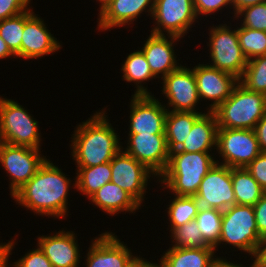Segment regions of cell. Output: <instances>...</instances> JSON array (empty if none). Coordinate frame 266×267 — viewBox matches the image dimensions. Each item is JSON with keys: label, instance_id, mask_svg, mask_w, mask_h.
<instances>
[{"label": "cell", "instance_id": "obj_49", "mask_svg": "<svg viewBox=\"0 0 266 267\" xmlns=\"http://www.w3.org/2000/svg\"><path fill=\"white\" fill-rule=\"evenodd\" d=\"M255 267H266V262H251Z\"/></svg>", "mask_w": 266, "mask_h": 267}, {"label": "cell", "instance_id": "obj_12", "mask_svg": "<svg viewBox=\"0 0 266 267\" xmlns=\"http://www.w3.org/2000/svg\"><path fill=\"white\" fill-rule=\"evenodd\" d=\"M111 182L130 194L140 205L145 201L147 184L156 175L122 148L110 162Z\"/></svg>", "mask_w": 266, "mask_h": 267}, {"label": "cell", "instance_id": "obj_21", "mask_svg": "<svg viewBox=\"0 0 266 267\" xmlns=\"http://www.w3.org/2000/svg\"><path fill=\"white\" fill-rule=\"evenodd\" d=\"M180 37L173 35H156L150 33L142 48L152 73L159 79L178 69L181 64L177 62L174 46ZM161 76V77H160Z\"/></svg>", "mask_w": 266, "mask_h": 267}, {"label": "cell", "instance_id": "obj_30", "mask_svg": "<svg viewBox=\"0 0 266 267\" xmlns=\"http://www.w3.org/2000/svg\"><path fill=\"white\" fill-rule=\"evenodd\" d=\"M239 82L249 91L266 95V54L248 60Z\"/></svg>", "mask_w": 266, "mask_h": 267}, {"label": "cell", "instance_id": "obj_34", "mask_svg": "<svg viewBox=\"0 0 266 267\" xmlns=\"http://www.w3.org/2000/svg\"><path fill=\"white\" fill-rule=\"evenodd\" d=\"M24 29V12L0 21V36L16 58H21V41Z\"/></svg>", "mask_w": 266, "mask_h": 267}, {"label": "cell", "instance_id": "obj_22", "mask_svg": "<svg viewBox=\"0 0 266 267\" xmlns=\"http://www.w3.org/2000/svg\"><path fill=\"white\" fill-rule=\"evenodd\" d=\"M214 247L176 248L169 247L163 252L159 267H215L227 258L218 257ZM217 256V257H216Z\"/></svg>", "mask_w": 266, "mask_h": 267}, {"label": "cell", "instance_id": "obj_19", "mask_svg": "<svg viewBox=\"0 0 266 267\" xmlns=\"http://www.w3.org/2000/svg\"><path fill=\"white\" fill-rule=\"evenodd\" d=\"M37 244L53 267H79L80 246L74 231L60 230L50 235L37 236Z\"/></svg>", "mask_w": 266, "mask_h": 267}, {"label": "cell", "instance_id": "obj_44", "mask_svg": "<svg viewBox=\"0 0 266 267\" xmlns=\"http://www.w3.org/2000/svg\"><path fill=\"white\" fill-rule=\"evenodd\" d=\"M252 260L251 262H266V235L261 237L257 253Z\"/></svg>", "mask_w": 266, "mask_h": 267}, {"label": "cell", "instance_id": "obj_23", "mask_svg": "<svg viewBox=\"0 0 266 267\" xmlns=\"http://www.w3.org/2000/svg\"><path fill=\"white\" fill-rule=\"evenodd\" d=\"M90 201L94 206L99 207L101 211L107 215L109 214V216L121 214L122 212L132 214L142 209L141 205L130 194L112 182L106 183L96 191L89 198Z\"/></svg>", "mask_w": 266, "mask_h": 267}, {"label": "cell", "instance_id": "obj_7", "mask_svg": "<svg viewBox=\"0 0 266 267\" xmlns=\"http://www.w3.org/2000/svg\"><path fill=\"white\" fill-rule=\"evenodd\" d=\"M233 25L224 24L214 25L208 28V51L211 58L208 65L225 71L240 79L243 76L248 60L244 56ZM234 28V29H233Z\"/></svg>", "mask_w": 266, "mask_h": 267}, {"label": "cell", "instance_id": "obj_35", "mask_svg": "<svg viewBox=\"0 0 266 267\" xmlns=\"http://www.w3.org/2000/svg\"><path fill=\"white\" fill-rule=\"evenodd\" d=\"M232 17L234 22L240 18V26L266 32V2L246 7Z\"/></svg>", "mask_w": 266, "mask_h": 267}, {"label": "cell", "instance_id": "obj_46", "mask_svg": "<svg viewBox=\"0 0 266 267\" xmlns=\"http://www.w3.org/2000/svg\"><path fill=\"white\" fill-rule=\"evenodd\" d=\"M13 57L16 59V56L11 52L6 42L0 36V59L3 60Z\"/></svg>", "mask_w": 266, "mask_h": 267}, {"label": "cell", "instance_id": "obj_13", "mask_svg": "<svg viewBox=\"0 0 266 267\" xmlns=\"http://www.w3.org/2000/svg\"><path fill=\"white\" fill-rule=\"evenodd\" d=\"M194 197L203 208L224 211L228 207L236 205L231 168L216 163L203 178Z\"/></svg>", "mask_w": 266, "mask_h": 267}, {"label": "cell", "instance_id": "obj_28", "mask_svg": "<svg viewBox=\"0 0 266 267\" xmlns=\"http://www.w3.org/2000/svg\"><path fill=\"white\" fill-rule=\"evenodd\" d=\"M236 205L254 206L266 193L246 168H231Z\"/></svg>", "mask_w": 266, "mask_h": 267}, {"label": "cell", "instance_id": "obj_24", "mask_svg": "<svg viewBox=\"0 0 266 267\" xmlns=\"http://www.w3.org/2000/svg\"><path fill=\"white\" fill-rule=\"evenodd\" d=\"M217 118L214 112L207 111L193 124L184 143L178 149L183 152H211L216 150Z\"/></svg>", "mask_w": 266, "mask_h": 267}, {"label": "cell", "instance_id": "obj_47", "mask_svg": "<svg viewBox=\"0 0 266 267\" xmlns=\"http://www.w3.org/2000/svg\"><path fill=\"white\" fill-rule=\"evenodd\" d=\"M215 267H237V263L230 262L228 260H222L218 265Z\"/></svg>", "mask_w": 266, "mask_h": 267}, {"label": "cell", "instance_id": "obj_3", "mask_svg": "<svg viewBox=\"0 0 266 267\" xmlns=\"http://www.w3.org/2000/svg\"><path fill=\"white\" fill-rule=\"evenodd\" d=\"M215 156L210 152H170L166 169L156 182L172 195L195 196L203 178L216 164Z\"/></svg>", "mask_w": 266, "mask_h": 267}, {"label": "cell", "instance_id": "obj_15", "mask_svg": "<svg viewBox=\"0 0 266 267\" xmlns=\"http://www.w3.org/2000/svg\"><path fill=\"white\" fill-rule=\"evenodd\" d=\"M127 134H165L167 108L153 95H131Z\"/></svg>", "mask_w": 266, "mask_h": 267}, {"label": "cell", "instance_id": "obj_9", "mask_svg": "<svg viewBox=\"0 0 266 267\" xmlns=\"http://www.w3.org/2000/svg\"><path fill=\"white\" fill-rule=\"evenodd\" d=\"M41 149L27 146H14L0 142V164L9 177V189L12 196L25 185L47 160L40 154Z\"/></svg>", "mask_w": 266, "mask_h": 267}, {"label": "cell", "instance_id": "obj_42", "mask_svg": "<svg viewBox=\"0 0 266 267\" xmlns=\"http://www.w3.org/2000/svg\"><path fill=\"white\" fill-rule=\"evenodd\" d=\"M254 131L261 151L266 152V112L264 116L257 122Z\"/></svg>", "mask_w": 266, "mask_h": 267}, {"label": "cell", "instance_id": "obj_16", "mask_svg": "<svg viewBox=\"0 0 266 267\" xmlns=\"http://www.w3.org/2000/svg\"><path fill=\"white\" fill-rule=\"evenodd\" d=\"M33 9L24 12V29L21 41V60L39 59L54 54L62 44L51 34L45 21Z\"/></svg>", "mask_w": 266, "mask_h": 267}, {"label": "cell", "instance_id": "obj_6", "mask_svg": "<svg viewBox=\"0 0 266 267\" xmlns=\"http://www.w3.org/2000/svg\"><path fill=\"white\" fill-rule=\"evenodd\" d=\"M0 95V142L41 148V131L39 121L15 100Z\"/></svg>", "mask_w": 266, "mask_h": 267}, {"label": "cell", "instance_id": "obj_8", "mask_svg": "<svg viewBox=\"0 0 266 267\" xmlns=\"http://www.w3.org/2000/svg\"><path fill=\"white\" fill-rule=\"evenodd\" d=\"M216 163L230 168H245L262 151L252 129H217Z\"/></svg>", "mask_w": 266, "mask_h": 267}, {"label": "cell", "instance_id": "obj_50", "mask_svg": "<svg viewBox=\"0 0 266 267\" xmlns=\"http://www.w3.org/2000/svg\"><path fill=\"white\" fill-rule=\"evenodd\" d=\"M250 264H251V265L248 266V267H255L252 263H250ZM237 267H246V265L243 266V264H240V263L238 264V263H237Z\"/></svg>", "mask_w": 266, "mask_h": 267}, {"label": "cell", "instance_id": "obj_39", "mask_svg": "<svg viewBox=\"0 0 266 267\" xmlns=\"http://www.w3.org/2000/svg\"><path fill=\"white\" fill-rule=\"evenodd\" d=\"M245 168L266 192V152H261Z\"/></svg>", "mask_w": 266, "mask_h": 267}, {"label": "cell", "instance_id": "obj_38", "mask_svg": "<svg viewBox=\"0 0 266 267\" xmlns=\"http://www.w3.org/2000/svg\"><path fill=\"white\" fill-rule=\"evenodd\" d=\"M30 3L31 0H0V21L29 10Z\"/></svg>", "mask_w": 266, "mask_h": 267}, {"label": "cell", "instance_id": "obj_33", "mask_svg": "<svg viewBox=\"0 0 266 267\" xmlns=\"http://www.w3.org/2000/svg\"><path fill=\"white\" fill-rule=\"evenodd\" d=\"M171 247L176 248H207L210 246L202 237L195 220L188 222L170 233Z\"/></svg>", "mask_w": 266, "mask_h": 267}, {"label": "cell", "instance_id": "obj_25", "mask_svg": "<svg viewBox=\"0 0 266 267\" xmlns=\"http://www.w3.org/2000/svg\"><path fill=\"white\" fill-rule=\"evenodd\" d=\"M122 63V80L134 83L136 90L133 95H152L144 83L150 82L149 80L156 79L157 77L152 73L143 51L139 48V50L131 52Z\"/></svg>", "mask_w": 266, "mask_h": 267}, {"label": "cell", "instance_id": "obj_41", "mask_svg": "<svg viewBox=\"0 0 266 267\" xmlns=\"http://www.w3.org/2000/svg\"><path fill=\"white\" fill-rule=\"evenodd\" d=\"M15 238L11 239L7 243H0V267H10L9 257L12 255L11 251L14 249L16 242ZM9 262V263H8ZM10 264V265H9Z\"/></svg>", "mask_w": 266, "mask_h": 267}, {"label": "cell", "instance_id": "obj_1", "mask_svg": "<svg viewBox=\"0 0 266 267\" xmlns=\"http://www.w3.org/2000/svg\"><path fill=\"white\" fill-rule=\"evenodd\" d=\"M54 164L47 159L36 174L10 197L33 214L65 220L69 213V189L71 186L75 189V178L72 181Z\"/></svg>", "mask_w": 266, "mask_h": 267}, {"label": "cell", "instance_id": "obj_2", "mask_svg": "<svg viewBox=\"0 0 266 267\" xmlns=\"http://www.w3.org/2000/svg\"><path fill=\"white\" fill-rule=\"evenodd\" d=\"M105 113L106 107L95 111L90 118L78 124L71 135L70 155L76 167H91L111 162L122 148L120 136Z\"/></svg>", "mask_w": 266, "mask_h": 267}, {"label": "cell", "instance_id": "obj_4", "mask_svg": "<svg viewBox=\"0 0 266 267\" xmlns=\"http://www.w3.org/2000/svg\"><path fill=\"white\" fill-rule=\"evenodd\" d=\"M218 128L252 129L266 112V95L249 91L240 82L214 111Z\"/></svg>", "mask_w": 266, "mask_h": 267}, {"label": "cell", "instance_id": "obj_36", "mask_svg": "<svg viewBox=\"0 0 266 267\" xmlns=\"http://www.w3.org/2000/svg\"><path fill=\"white\" fill-rule=\"evenodd\" d=\"M11 267H53V265L37 246L33 250L27 251L16 262L14 261Z\"/></svg>", "mask_w": 266, "mask_h": 267}, {"label": "cell", "instance_id": "obj_48", "mask_svg": "<svg viewBox=\"0 0 266 267\" xmlns=\"http://www.w3.org/2000/svg\"><path fill=\"white\" fill-rule=\"evenodd\" d=\"M99 2L98 4H99V9H98V11L100 12L102 9H103V7L110 1V0H96V2Z\"/></svg>", "mask_w": 266, "mask_h": 267}, {"label": "cell", "instance_id": "obj_27", "mask_svg": "<svg viewBox=\"0 0 266 267\" xmlns=\"http://www.w3.org/2000/svg\"><path fill=\"white\" fill-rule=\"evenodd\" d=\"M75 189L86 198H90L103 185L111 182L112 172L110 162L91 167H77Z\"/></svg>", "mask_w": 266, "mask_h": 267}, {"label": "cell", "instance_id": "obj_45", "mask_svg": "<svg viewBox=\"0 0 266 267\" xmlns=\"http://www.w3.org/2000/svg\"><path fill=\"white\" fill-rule=\"evenodd\" d=\"M128 267H159L158 263H151L150 261H147L145 258H142L137 256L129 265Z\"/></svg>", "mask_w": 266, "mask_h": 267}, {"label": "cell", "instance_id": "obj_32", "mask_svg": "<svg viewBox=\"0 0 266 267\" xmlns=\"http://www.w3.org/2000/svg\"><path fill=\"white\" fill-rule=\"evenodd\" d=\"M237 26L238 41L247 60L266 54V32Z\"/></svg>", "mask_w": 266, "mask_h": 267}, {"label": "cell", "instance_id": "obj_18", "mask_svg": "<svg viewBox=\"0 0 266 267\" xmlns=\"http://www.w3.org/2000/svg\"><path fill=\"white\" fill-rule=\"evenodd\" d=\"M200 101L209 100L206 111L213 112L230 95L239 82L234 75L218 70L208 64H197L193 68Z\"/></svg>", "mask_w": 266, "mask_h": 267}, {"label": "cell", "instance_id": "obj_37", "mask_svg": "<svg viewBox=\"0 0 266 267\" xmlns=\"http://www.w3.org/2000/svg\"><path fill=\"white\" fill-rule=\"evenodd\" d=\"M194 10L197 18L202 15L204 18L210 15H215L217 12L225 8H232L230 0H193ZM200 16V17H199Z\"/></svg>", "mask_w": 266, "mask_h": 267}, {"label": "cell", "instance_id": "obj_14", "mask_svg": "<svg viewBox=\"0 0 266 267\" xmlns=\"http://www.w3.org/2000/svg\"><path fill=\"white\" fill-rule=\"evenodd\" d=\"M127 139V147L122 146V149L158 179L166 169L170 155L165 134H128Z\"/></svg>", "mask_w": 266, "mask_h": 267}, {"label": "cell", "instance_id": "obj_40", "mask_svg": "<svg viewBox=\"0 0 266 267\" xmlns=\"http://www.w3.org/2000/svg\"><path fill=\"white\" fill-rule=\"evenodd\" d=\"M258 234L261 237L266 235V193L253 206Z\"/></svg>", "mask_w": 266, "mask_h": 267}, {"label": "cell", "instance_id": "obj_5", "mask_svg": "<svg viewBox=\"0 0 266 267\" xmlns=\"http://www.w3.org/2000/svg\"><path fill=\"white\" fill-rule=\"evenodd\" d=\"M260 236L256 225L254 208L250 205H233L222 211V223L220 238L214 246L215 251L219 246L228 244L241 251L248 253L254 258L260 245Z\"/></svg>", "mask_w": 266, "mask_h": 267}, {"label": "cell", "instance_id": "obj_29", "mask_svg": "<svg viewBox=\"0 0 266 267\" xmlns=\"http://www.w3.org/2000/svg\"><path fill=\"white\" fill-rule=\"evenodd\" d=\"M166 205L167 217L170 224V233L188 222L195 220L199 209V202L194 196H179L174 195ZM168 209V210H167Z\"/></svg>", "mask_w": 266, "mask_h": 267}, {"label": "cell", "instance_id": "obj_31", "mask_svg": "<svg viewBox=\"0 0 266 267\" xmlns=\"http://www.w3.org/2000/svg\"><path fill=\"white\" fill-rule=\"evenodd\" d=\"M195 221L204 240L214 247L220 238L222 211L201 207Z\"/></svg>", "mask_w": 266, "mask_h": 267}, {"label": "cell", "instance_id": "obj_11", "mask_svg": "<svg viewBox=\"0 0 266 267\" xmlns=\"http://www.w3.org/2000/svg\"><path fill=\"white\" fill-rule=\"evenodd\" d=\"M160 80H162L161 93L168 99L166 104L163 103L167 110L206 113V111L199 112V108L196 109L201 101L198 96L194 71L191 67L187 68L186 65H181Z\"/></svg>", "mask_w": 266, "mask_h": 267}, {"label": "cell", "instance_id": "obj_43", "mask_svg": "<svg viewBox=\"0 0 266 267\" xmlns=\"http://www.w3.org/2000/svg\"><path fill=\"white\" fill-rule=\"evenodd\" d=\"M234 16L246 7L265 3L266 0H230Z\"/></svg>", "mask_w": 266, "mask_h": 267}, {"label": "cell", "instance_id": "obj_17", "mask_svg": "<svg viewBox=\"0 0 266 267\" xmlns=\"http://www.w3.org/2000/svg\"><path fill=\"white\" fill-rule=\"evenodd\" d=\"M83 265L86 267H128L138 256L115 233L105 231L93 238Z\"/></svg>", "mask_w": 266, "mask_h": 267}, {"label": "cell", "instance_id": "obj_10", "mask_svg": "<svg viewBox=\"0 0 266 267\" xmlns=\"http://www.w3.org/2000/svg\"><path fill=\"white\" fill-rule=\"evenodd\" d=\"M151 33L184 38L197 21L193 0H155ZM193 24V25H192Z\"/></svg>", "mask_w": 266, "mask_h": 267}, {"label": "cell", "instance_id": "obj_20", "mask_svg": "<svg viewBox=\"0 0 266 267\" xmlns=\"http://www.w3.org/2000/svg\"><path fill=\"white\" fill-rule=\"evenodd\" d=\"M154 4L155 0H110L98 13L97 29L102 32L115 27H129L144 12L152 17Z\"/></svg>", "mask_w": 266, "mask_h": 267}, {"label": "cell", "instance_id": "obj_26", "mask_svg": "<svg viewBox=\"0 0 266 267\" xmlns=\"http://www.w3.org/2000/svg\"><path fill=\"white\" fill-rule=\"evenodd\" d=\"M204 113L169 111L165 119V136L169 152L178 150L190 133L194 122Z\"/></svg>", "mask_w": 266, "mask_h": 267}]
</instances>
